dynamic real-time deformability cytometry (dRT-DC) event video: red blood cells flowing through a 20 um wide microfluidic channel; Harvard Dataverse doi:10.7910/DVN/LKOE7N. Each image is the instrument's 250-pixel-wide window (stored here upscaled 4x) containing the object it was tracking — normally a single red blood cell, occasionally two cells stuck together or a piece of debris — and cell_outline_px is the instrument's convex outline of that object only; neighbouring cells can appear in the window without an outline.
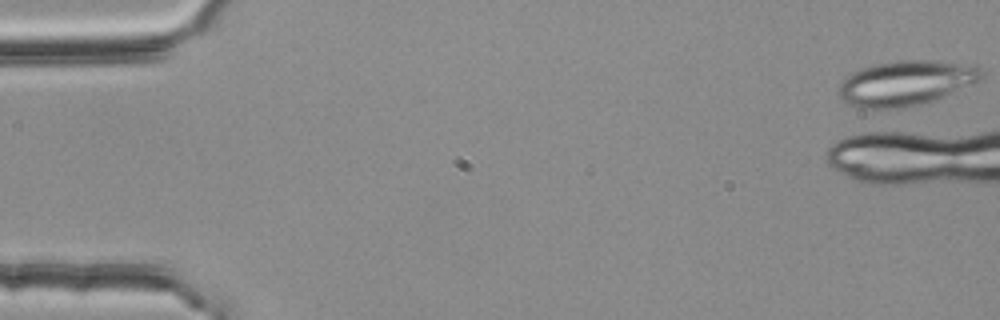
{"species": "common noctule bat (a hibernating species)", "species_latin": "Nyctalus noctula", "temperature_condition": "room temperature", "stored_images_in_passage": 3, "camera_frame_rate_fps": 3000, "um_per_image_px": 0.085, "animal": {"sex": "female", "body_mass_g": 25.1}, "frame": {"image": 1, "passage_image": 1, "time_ms": 0.0, "image_size_px": [1000, 320], "cell_outline_px": [[984, 76], [980, 80], [972, 84], [932, 100], [920, 104], [904, 108], [860, 108], [848, 104], [840, 96], [836, 88], [840, 80], [844, 76], [860, 68], [876, 64], [896, 60], [936, 60], [968, 64], [980, 68], [984, 72]], "centroid_in_image_um": [76.95, 7.04], "position_along_channel_um": 8.1, "area_um2": 37.63}}